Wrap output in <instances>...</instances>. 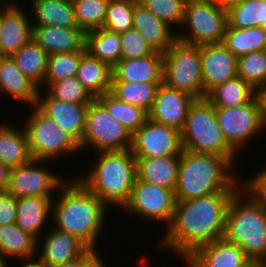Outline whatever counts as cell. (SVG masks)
<instances>
[{"label": "cell", "mask_w": 266, "mask_h": 267, "mask_svg": "<svg viewBox=\"0 0 266 267\" xmlns=\"http://www.w3.org/2000/svg\"><path fill=\"white\" fill-rule=\"evenodd\" d=\"M239 190L176 201L173 219L160 238L159 247L184 260L199 246L223 238L228 207Z\"/></svg>", "instance_id": "obj_1"}, {"label": "cell", "mask_w": 266, "mask_h": 267, "mask_svg": "<svg viewBox=\"0 0 266 267\" xmlns=\"http://www.w3.org/2000/svg\"><path fill=\"white\" fill-rule=\"evenodd\" d=\"M109 212L111 209L72 174L52 202L51 223L54 228L77 237L89 249L100 251L97 248L102 230L109 222Z\"/></svg>", "instance_id": "obj_2"}, {"label": "cell", "mask_w": 266, "mask_h": 267, "mask_svg": "<svg viewBox=\"0 0 266 267\" xmlns=\"http://www.w3.org/2000/svg\"><path fill=\"white\" fill-rule=\"evenodd\" d=\"M238 173L236 166L225 157L182 149L175 199L187 201L227 189H241L243 176Z\"/></svg>", "instance_id": "obj_3"}, {"label": "cell", "mask_w": 266, "mask_h": 267, "mask_svg": "<svg viewBox=\"0 0 266 267\" xmlns=\"http://www.w3.org/2000/svg\"><path fill=\"white\" fill-rule=\"evenodd\" d=\"M95 154L89 171L79 170L73 176L108 208L120 210L129 200L137 177L136 157L130 149Z\"/></svg>", "instance_id": "obj_4"}, {"label": "cell", "mask_w": 266, "mask_h": 267, "mask_svg": "<svg viewBox=\"0 0 266 267\" xmlns=\"http://www.w3.org/2000/svg\"><path fill=\"white\" fill-rule=\"evenodd\" d=\"M223 238L254 264L266 257V212L241 189L230 201Z\"/></svg>", "instance_id": "obj_5"}, {"label": "cell", "mask_w": 266, "mask_h": 267, "mask_svg": "<svg viewBox=\"0 0 266 267\" xmlns=\"http://www.w3.org/2000/svg\"><path fill=\"white\" fill-rule=\"evenodd\" d=\"M180 133L183 149L222 156L236 167L240 166L236 164L239 159L235 160L239 154L225 139L217 122L215 107L206 97L194 100Z\"/></svg>", "instance_id": "obj_6"}, {"label": "cell", "mask_w": 266, "mask_h": 267, "mask_svg": "<svg viewBox=\"0 0 266 267\" xmlns=\"http://www.w3.org/2000/svg\"><path fill=\"white\" fill-rule=\"evenodd\" d=\"M32 109V110H31ZM23 123L30 153L33 159L42 161H61L63 156H74L81 152L80 145L55 123L44 115L35 105L31 106Z\"/></svg>", "instance_id": "obj_7"}, {"label": "cell", "mask_w": 266, "mask_h": 267, "mask_svg": "<svg viewBox=\"0 0 266 267\" xmlns=\"http://www.w3.org/2000/svg\"><path fill=\"white\" fill-rule=\"evenodd\" d=\"M227 25V10L212 0H186L176 37L196 45L223 43Z\"/></svg>", "instance_id": "obj_8"}, {"label": "cell", "mask_w": 266, "mask_h": 267, "mask_svg": "<svg viewBox=\"0 0 266 267\" xmlns=\"http://www.w3.org/2000/svg\"><path fill=\"white\" fill-rule=\"evenodd\" d=\"M163 82L195 99L203 98L200 45L176 39L163 54Z\"/></svg>", "instance_id": "obj_9"}, {"label": "cell", "mask_w": 266, "mask_h": 267, "mask_svg": "<svg viewBox=\"0 0 266 267\" xmlns=\"http://www.w3.org/2000/svg\"><path fill=\"white\" fill-rule=\"evenodd\" d=\"M215 112L225 139L239 154L245 150L244 147L248 142L251 143L257 139V134L266 130L262 100L259 94L244 105L232 108L215 107Z\"/></svg>", "instance_id": "obj_10"}, {"label": "cell", "mask_w": 266, "mask_h": 267, "mask_svg": "<svg viewBox=\"0 0 266 267\" xmlns=\"http://www.w3.org/2000/svg\"><path fill=\"white\" fill-rule=\"evenodd\" d=\"M131 142L128 130L94 99L86 113L84 137L79 144L81 153L89 149H94L95 153L125 151L131 148Z\"/></svg>", "instance_id": "obj_11"}, {"label": "cell", "mask_w": 266, "mask_h": 267, "mask_svg": "<svg viewBox=\"0 0 266 267\" xmlns=\"http://www.w3.org/2000/svg\"><path fill=\"white\" fill-rule=\"evenodd\" d=\"M175 203L173 189L156 186L136 177L130 198L121 210L131 218L134 216L135 219H148L153 223L162 222L160 224L166 229L173 219Z\"/></svg>", "instance_id": "obj_12"}, {"label": "cell", "mask_w": 266, "mask_h": 267, "mask_svg": "<svg viewBox=\"0 0 266 267\" xmlns=\"http://www.w3.org/2000/svg\"><path fill=\"white\" fill-rule=\"evenodd\" d=\"M48 163L52 165V161L32 159L27 164L11 168L7 191L16 199L29 196L54 199L67 177L50 170Z\"/></svg>", "instance_id": "obj_13"}, {"label": "cell", "mask_w": 266, "mask_h": 267, "mask_svg": "<svg viewBox=\"0 0 266 267\" xmlns=\"http://www.w3.org/2000/svg\"><path fill=\"white\" fill-rule=\"evenodd\" d=\"M181 133L178 129L147 118L132 135L131 152L135 157L180 156Z\"/></svg>", "instance_id": "obj_14"}, {"label": "cell", "mask_w": 266, "mask_h": 267, "mask_svg": "<svg viewBox=\"0 0 266 267\" xmlns=\"http://www.w3.org/2000/svg\"><path fill=\"white\" fill-rule=\"evenodd\" d=\"M201 70L203 98L217 85L237 76V57L223 44H203Z\"/></svg>", "instance_id": "obj_15"}, {"label": "cell", "mask_w": 266, "mask_h": 267, "mask_svg": "<svg viewBox=\"0 0 266 267\" xmlns=\"http://www.w3.org/2000/svg\"><path fill=\"white\" fill-rule=\"evenodd\" d=\"M39 90L35 106L80 144L84 137L86 113L89 104L63 102Z\"/></svg>", "instance_id": "obj_16"}, {"label": "cell", "mask_w": 266, "mask_h": 267, "mask_svg": "<svg viewBox=\"0 0 266 267\" xmlns=\"http://www.w3.org/2000/svg\"><path fill=\"white\" fill-rule=\"evenodd\" d=\"M194 100L195 98L188 93L170 87L162 81L158 86L148 118L181 131Z\"/></svg>", "instance_id": "obj_17"}, {"label": "cell", "mask_w": 266, "mask_h": 267, "mask_svg": "<svg viewBox=\"0 0 266 267\" xmlns=\"http://www.w3.org/2000/svg\"><path fill=\"white\" fill-rule=\"evenodd\" d=\"M88 249L77 237L49 225L48 230L38 239L37 259L46 267H54L73 261Z\"/></svg>", "instance_id": "obj_18"}, {"label": "cell", "mask_w": 266, "mask_h": 267, "mask_svg": "<svg viewBox=\"0 0 266 267\" xmlns=\"http://www.w3.org/2000/svg\"><path fill=\"white\" fill-rule=\"evenodd\" d=\"M183 263L186 267H251L254 264L238 245L224 238L199 246Z\"/></svg>", "instance_id": "obj_19"}, {"label": "cell", "mask_w": 266, "mask_h": 267, "mask_svg": "<svg viewBox=\"0 0 266 267\" xmlns=\"http://www.w3.org/2000/svg\"><path fill=\"white\" fill-rule=\"evenodd\" d=\"M27 11L29 9L25 11L18 0H10L9 3L3 5L0 56H11L32 40L33 26L31 15Z\"/></svg>", "instance_id": "obj_20"}, {"label": "cell", "mask_w": 266, "mask_h": 267, "mask_svg": "<svg viewBox=\"0 0 266 267\" xmlns=\"http://www.w3.org/2000/svg\"><path fill=\"white\" fill-rule=\"evenodd\" d=\"M38 93L39 88L21 72L11 56H0V98L6 95L17 104L31 107L36 104Z\"/></svg>", "instance_id": "obj_21"}, {"label": "cell", "mask_w": 266, "mask_h": 267, "mask_svg": "<svg viewBox=\"0 0 266 267\" xmlns=\"http://www.w3.org/2000/svg\"><path fill=\"white\" fill-rule=\"evenodd\" d=\"M112 81L132 83H161L163 81V53L134 59H121L112 68Z\"/></svg>", "instance_id": "obj_22"}, {"label": "cell", "mask_w": 266, "mask_h": 267, "mask_svg": "<svg viewBox=\"0 0 266 267\" xmlns=\"http://www.w3.org/2000/svg\"><path fill=\"white\" fill-rule=\"evenodd\" d=\"M132 28L140 31L154 51L163 54L177 39L176 31L166 22L158 19L139 1L134 5Z\"/></svg>", "instance_id": "obj_23"}, {"label": "cell", "mask_w": 266, "mask_h": 267, "mask_svg": "<svg viewBox=\"0 0 266 267\" xmlns=\"http://www.w3.org/2000/svg\"><path fill=\"white\" fill-rule=\"evenodd\" d=\"M85 34L78 27L33 26L32 39L52 55L85 49Z\"/></svg>", "instance_id": "obj_24"}, {"label": "cell", "mask_w": 266, "mask_h": 267, "mask_svg": "<svg viewBox=\"0 0 266 267\" xmlns=\"http://www.w3.org/2000/svg\"><path fill=\"white\" fill-rule=\"evenodd\" d=\"M53 200L40 196L17 198L16 224L38 240L47 231L49 222L51 224Z\"/></svg>", "instance_id": "obj_25"}, {"label": "cell", "mask_w": 266, "mask_h": 267, "mask_svg": "<svg viewBox=\"0 0 266 267\" xmlns=\"http://www.w3.org/2000/svg\"><path fill=\"white\" fill-rule=\"evenodd\" d=\"M180 156L136 157V174L139 180L175 191L178 181Z\"/></svg>", "instance_id": "obj_26"}, {"label": "cell", "mask_w": 266, "mask_h": 267, "mask_svg": "<svg viewBox=\"0 0 266 267\" xmlns=\"http://www.w3.org/2000/svg\"><path fill=\"white\" fill-rule=\"evenodd\" d=\"M32 159L23 126H15L12 121L7 123V120L0 123V162L11 169L27 164Z\"/></svg>", "instance_id": "obj_27"}, {"label": "cell", "mask_w": 266, "mask_h": 267, "mask_svg": "<svg viewBox=\"0 0 266 267\" xmlns=\"http://www.w3.org/2000/svg\"><path fill=\"white\" fill-rule=\"evenodd\" d=\"M38 240L16 223L0 226V255L19 263L37 258Z\"/></svg>", "instance_id": "obj_28"}, {"label": "cell", "mask_w": 266, "mask_h": 267, "mask_svg": "<svg viewBox=\"0 0 266 267\" xmlns=\"http://www.w3.org/2000/svg\"><path fill=\"white\" fill-rule=\"evenodd\" d=\"M32 26L77 27L71 0H31Z\"/></svg>", "instance_id": "obj_29"}, {"label": "cell", "mask_w": 266, "mask_h": 267, "mask_svg": "<svg viewBox=\"0 0 266 267\" xmlns=\"http://www.w3.org/2000/svg\"><path fill=\"white\" fill-rule=\"evenodd\" d=\"M76 77L94 98L111 90L112 68L87 52L81 57Z\"/></svg>", "instance_id": "obj_30"}, {"label": "cell", "mask_w": 266, "mask_h": 267, "mask_svg": "<svg viewBox=\"0 0 266 267\" xmlns=\"http://www.w3.org/2000/svg\"><path fill=\"white\" fill-rule=\"evenodd\" d=\"M86 52L113 68L121 60L120 33L104 28L95 29L85 34Z\"/></svg>", "instance_id": "obj_31"}, {"label": "cell", "mask_w": 266, "mask_h": 267, "mask_svg": "<svg viewBox=\"0 0 266 267\" xmlns=\"http://www.w3.org/2000/svg\"><path fill=\"white\" fill-rule=\"evenodd\" d=\"M48 54L32 39L23 45L11 57L21 72L33 82L39 90L43 87L47 69Z\"/></svg>", "instance_id": "obj_32"}, {"label": "cell", "mask_w": 266, "mask_h": 267, "mask_svg": "<svg viewBox=\"0 0 266 267\" xmlns=\"http://www.w3.org/2000/svg\"><path fill=\"white\" fill-rule=\"evenodd\" d=\"M258 92L239 76L217 85L206 96L214 107L232 108L244 105Z\"/></svg>", "instance_id": "obj_33"}, {"label": "cell", "mask_w": 266, "mask_h": 267, "mask_svg": "<svg viewBox=\"0 0 266 267\" xmlns=\"http://www.w3.org/2000/svg\"><path fill=\"white\" fill-rule=\"evenodd\" d=\"M223 44L237 58L250 52L266 50V30L261 26L238 29L227 25Z\"/></svg>", "instance_id": "obj_34"}, {"label": "cell", "mask_w": 266, "mask_h": 267, "mask_svg": "<svg viewBox=\"0 0 266 267\" xmlns=\"http://www.w3.org/2000/svg\"><path fill=\"white\" fill-rule=\"evenodd\" d=\"M159 85L160 83L112 81L110 93L118 100L139 107L148 114Z\"/></svg>", "instance_id": "obj_35"}, {"label": "cell", "mask_w": 266, "mask_h": 267, "mask_svg": "<svg viewBox=\"0 0 266 267\" xmlns=\"http://www.w3.org/2000/svg\"><path fill=\"white\" fill-rule=\"evenodd\" d=\"M106 110L133 135L146 121L148 114L139 107L118 100L110 92L95 98Z\"/></svg>", "instance_id": "obj_36"}, {"label": "cell", "mask_w": 266, "mask_h": 267, "mask_svg": "<svg viewBox=\"0 0 266 267\" xmlns=\"http://www.w3.org/2000/svg\"><path fill=\"white\" fill-rule=\"evenodd\" d=\"M228 26L238 29L261 26L266 30V0H243L227 9Z\"/></svg>", "instance_id": "obj_37"}, {"label": "cell", "mask_w": 266, "mask_h": 267, "mask_svg": "<svg viewBox=\"0 0 266 267\" xmlns=\"http://www.w3.org/2000/svg\"><path fill=\"white\" fill-rule=\"evenodd\" d=\"M75 22L85 33L103 28L109 0H71Z\"/></svg>", "instance_id": "obj_38"}, {"label": "cell", "mask_w": 266, "mask_h": 267, "mask_svg": "<svg viewBox=\"0 0 266 267\" xmlns=\"http://www.w3.org/2000/svg\"><path fill=\"white\" fill-rule=\"evenodd\" d=\"M86 53V49L74 52L56 53L48 56L47 69L43 90L52 82L67 77H74L77 74L81 57Z\"/></svg>", "instance_id": "obj_39"}, {"label": "cell", "mask_w": 266, "mask_h": 267, "mask_svg": "<svg viewBox=\"0 0 266 267\" xmlns=\"http://www.w3.org/2000/svg\"><path fill=\"white\" fill-rule=\"evenodd\" d=\"M237 76L259 92L266 85V50L238 57Z\"/></svg>", "instance_id": "obj_40"}, {"label": "cell", "mask_w": 266, "mask_h": 267, "mask_svg": "<svg viewBox=\"0 0 266 267\" xmlns=\"http://www.w3.org/2000/svg\"><path fill=\"white\" fill-rule=\"evenodd\" d=\"M44 91L68 103L90 104L95 99L76 76L54 81Z\"/></svg>", "instance_id": "obj_41"}, {"label": "cell", "mask_w": 266, "mask_h": 267, "mask_svg": "<svg viewBox=\"0 0 266 267\" xmlns=\"http://www.w3.org/2000/svg\"><path fill=\"white\" fill-rule=\"evenodd\" d=\"M139 0H109L103 28L122 33L132 29L134 5Z\"/></svg>", "instance_id": "obj_42"}, {"label": "cell", "mask_w": 266, "mask_h": 267, "mask_svg": "<svg viewBox=\"0 0 266 267\" xmlns=\"http://www.w3.org/2000/svg\"><path fill=\"white\" fill-rule=\"evenodd\" d=\"M158 19L166 22L177 32L183 22L186 0H139Z\"/></svg>", "instance_id": "obj_43"}, {"label": "cell", "mask_w": 266, "mask_h": 267, "mask_svg": "<svg viewBox=\"0 0 266 267\" xmlns=\"http://www.w3.org/2000/svg\"><path fill=\"white\" fill-rule=\"evenodd\" d=\"M121 37V59H136L152 55L155 51L147 43L140 31L129 29L120 33Z\"/></svg>", "instance_id": "obj_44"}, {"label": "cell", "mask_w": 266, "mask_h": 267, "mask_svg": "<svg viewBox=\"0 0 266 267\" xmlns=\"http://www.w3.org/2000/svg\"><path fill=\"white\" fill-rule=\"evenodd\" d=\"M263 168L253 176L240 179V188L266 212V165Z\"/></svg>", "instance_id": "obj_45"}, {"label": "cell", "mask_w": 266, "mask_h": 267, "mask_svg": "<svg viewBox=\"0 0 266 267\" xmlns=\"http://www.w3.org/2000/svg\"><path fill=\"white\" fill-rule=\"evenodd\" d=\"M17 199L8 191L0 192V226L16 223Z\"/></svg>", "instance_id": "obj_46"}, {"label": "cell", "mask_w": 266, "mask_h": 267, "mask_svg": "<svg viewBox=\"0 0 266 267\" xmlns=\"http://www.w3.org/2000/svg\"><path fill=\"white\" fill-rule=\"evenodd\" d=\"M102 252L88 249L82 256L73 261L56 265L54 267H91L100 257Z\"/></svg>", "instance_id": "obj_47"}, {"label": "cell", "mask_w": 266, "mask_h": 267, "mask_svg": "<svg viewBox=\"0 0 266 267\" xmlns=\"http://www.w3.org/2000/svg\"><path fill=\"white\" fill-rule=\"evenodd\" d=\"M9 177L10 168L0 162V192L8 190Z\"/></svg>", "instance_id": "obj_48"}, {"label": "cell", "mask_w": 266, "mask_h": 267, "mask_svg": "<svg viewBox=\"0 0 266 267\" xmlns=\"http://www.w3.org/2000/svg\"><path fill=\"white\" fill-rule=\"evenodd\" d=\"M212 1L218 6L227 10L232 6L240 4L243 0H212Z\"/></svg>", "instance_id": "obj_49"}, {"label": "cell", "mask_w": 266, "mask_h": 267, "mask_svg": "<svg viewBox=\"0 0 266 267\" xmlns=\"http://www.w3.org/2000/svg\"><path fill=\"white\" fill-rule=\"evenodd\" d=\"M20 263H19V266H16V267H46L37 258L32 259V260L22 261Z\"/></svg>", "instance_id": "obj_50"}, {"label": "cell", "mask_w": 266, "mask_h": 267, "mask_svg": "<svg viewBox=\"0 0 266 267\" xmlns=\"http://www.w3.org/2000/svg\"><path fill=\"white\" fill-rule=\"evenodd\" d=\"M258 94L262 100L263 116H264V121L266 123V85L258 92Z\"/></svg>", "instance_id": "obj_51"}, {"label": "cell", "mask_w": 266, "mask_h": 267, "mask_svg": "<svg viewBox=\"0 0 266 267\" xmlns=\"http://www.w3.org/2000/svg\"><path fill=\"white\" fill-rule=\"evenodd\" d=\"M109 264L105 263V260L101 256L91 267H107Z\"/></svg>", "instance_id": "obj_52"}, {"label": "cell", "mask_w": 266, "mask_h": 267, "mask_svg": "<svg viewBox=\"0 0 266 267\" xmlns=\"http://www.w3.org/2000/svg\"><path fill=\"white\" fill-rule=\"evenodd\" d=\"M3 28V5L0 7V37L2 35Z\"/></svg>", "instance_id": "obj_53"}, {"label": "cell", "mask_w": 266, "mask_h": 267, "mask_svg": "<svg viewBox=\"0 0 266 267\" xmlns=\"http://www.w3.org/2000/svg\"><path fill=\"white\" fill-rule=\"evenodd\" d=\"M10 261L7 259H4L1 255H0V267H8L10 266L8 263Z\"/></svg>", "instance_id": "obj_54"}, {"label": "cell", "mask_w": 266, "mask_h": 267, "mask_svg": "<svg viewBox=\"0 0 266 267\" xmlns=\"http://www.w3.org/2000/svg\"><path fill=\"white\" fill-rule=\"evenodd\" d=\"M257 267H266V257L260 259L257 263H256Z\"/></svg>", "instance_id": "obj_55"}, {"label": "cell", "mask_w": 266, "mask_h": 267, "mask_svg": "<svg viewBox=\"0 0 266 267\" xmlns=\"http://www.w3.org/2000/svg\"><path fill=\"white\" fill-rule=\"evenodd\" d=\"M10 1H8V0H0V7L2 6V5H5V4H7V3H9ZM2 3V4H1Z\"/></svg>", "instance_id": "obj_56"}]
</instances>
